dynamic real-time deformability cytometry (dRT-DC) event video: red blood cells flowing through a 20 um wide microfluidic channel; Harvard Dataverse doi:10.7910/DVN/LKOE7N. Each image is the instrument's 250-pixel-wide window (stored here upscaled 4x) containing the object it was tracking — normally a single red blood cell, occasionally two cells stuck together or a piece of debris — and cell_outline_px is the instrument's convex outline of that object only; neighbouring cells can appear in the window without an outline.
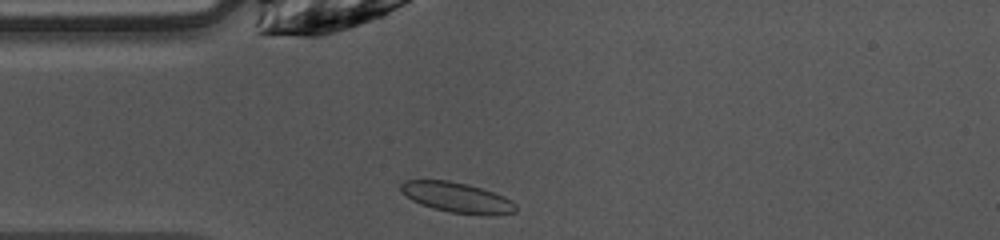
{"species": "common noctule bat (a hibernating species)", "species_latin": "Nyctalus noctula", "temperature_condition": "warm", "stored_images_in_passage": 38, "camera_frame_rate_fps": 3000, "um_per_image_px": 0.085, "animal": {"sex": "female", "body_mass_g": 10.0, "forearm_length_mm": 53.1}, "frame": {"image": 1, "passage_image": 1, "time_ms": 0.0, "image_size_px": [1000, 240], "cell_outline_px": [[516, 212], [488, 216], [480, 216], [448, 212], [432, 208], [420, 204], [412, 200], [400, 188], [400, 184], [404, 180], [448, 180], [468, 184], [504, 196], [512, 200], [516, 204]], "centroid_in_image_um": [38.88, 16.81], "position_along_channel_um": 46.1, "area_um2": 20.4}}
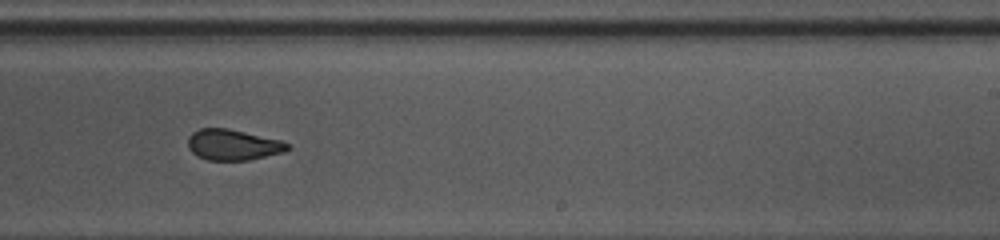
{"frame": {"image": 2, "passage_image": 18, "time_ms": 5.667, "image_size_px": [1000, 240], "cell_outline_px": [[292, 148], [284, 152], [248, 160], [208, 160], [192, 152], [188, 148], [188, 136], [192, 132], [200, 128], [228, 128], [280, 140], [288, 144]], "centroid_in_image_um": [19.8, 12.3], "position_along_channel_um": 269.2, "area_um2": 17.8}}
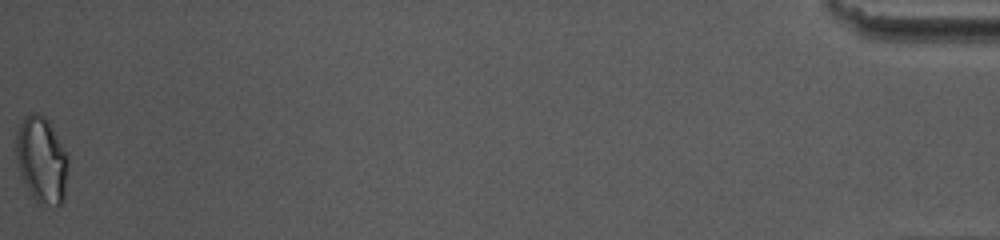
{"frame": {"image": 3, "passage_image": 38, "time_ms": 12.333, "image_size_px": [1000, 240], "cell_outline_px": [[68, 164], [64, 200], [56, 208], [36, 204], [20, 176], [16, 156], [16, 132], [24, 116], [32, 112], [36, 112], [44, 116], [48, 120], [68, 152]], "centroid_in_image_um": [3.55, 13.62], "position_along_channel_um": 431.7, "area_um2": 26.93}, "authors_computed_cell_mechanics": {"area_um2": 18.9873, "velocity_mm_per_s": 4.0466, "shape_relaxation_time_tau1_ms": null, "shape_relaxation_time_tau2_ms": 1.6399, "deformation_change_tau1": null, "deformation_change_tau2": 0.0468}}